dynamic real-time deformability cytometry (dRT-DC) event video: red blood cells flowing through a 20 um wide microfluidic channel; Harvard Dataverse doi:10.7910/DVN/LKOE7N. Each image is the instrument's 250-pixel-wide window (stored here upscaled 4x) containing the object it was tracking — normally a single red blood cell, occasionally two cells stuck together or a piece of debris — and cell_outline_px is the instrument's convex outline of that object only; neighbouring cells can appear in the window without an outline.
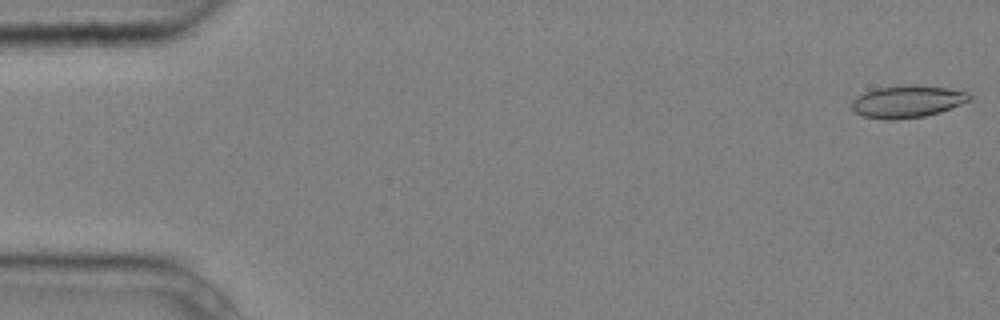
{"species": "common noctule bat (a hibernating species)", "species_latin": "Nyctalus noctula", "temperature_condition": "cold", "stored_images_in_passage": 5, "camera_frame_rate_fps": 3000, "um_per_image_px": 0.085, "animal": {"sex": "male", "body_mass_g": 20.4}, "frame": {"image": 1, "passage_image": 1, "time_ms": 0.0, "image_size_px": [1000, 320], "cell_outline_px": [[972, 100], [940, 112], [924, 116], [896, 120], [888, 120], [864, 116], [856, 112], [852, 108], [852, 100], [856, 96], [864, 92], [876, 88], [908, 84], [916, 84], [948, 88], [968, 92], [972, 96]], "centroid_in_image_um": [77.15, 8.62], "position_along_channel_um": 7.9, "area_um2": 22.31}}
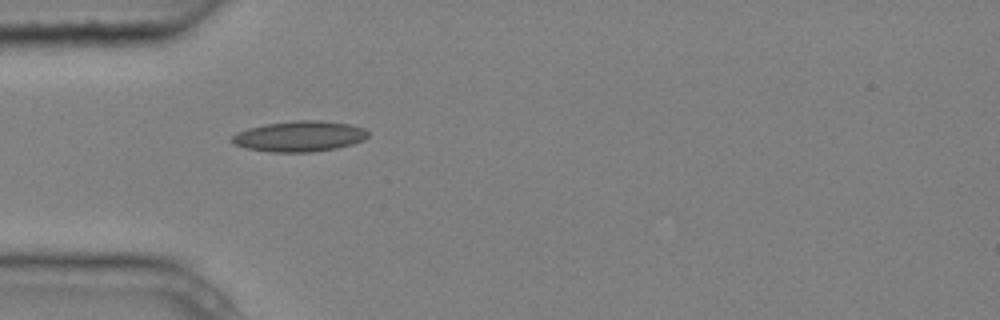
{"frame": {"image": 2, "passage_image": 5, "time_ms": 1.333, "image_size_px": [1000, 320], "cell_outline_px": [[368, 136], [364, 140], [352, 144], [336, 148], [312, 152], [268, 152], [244, 148], [232, 144], [232, 136], [236, 132], [248, 128], [264, 124], [296, 120], [320, 120], [348, 124], [364, 128], [368, 132]], "centroid_in_image_um": [25.42, 11.59], "position_along_channel_um": 59.6, "area_um2": 24.45}}